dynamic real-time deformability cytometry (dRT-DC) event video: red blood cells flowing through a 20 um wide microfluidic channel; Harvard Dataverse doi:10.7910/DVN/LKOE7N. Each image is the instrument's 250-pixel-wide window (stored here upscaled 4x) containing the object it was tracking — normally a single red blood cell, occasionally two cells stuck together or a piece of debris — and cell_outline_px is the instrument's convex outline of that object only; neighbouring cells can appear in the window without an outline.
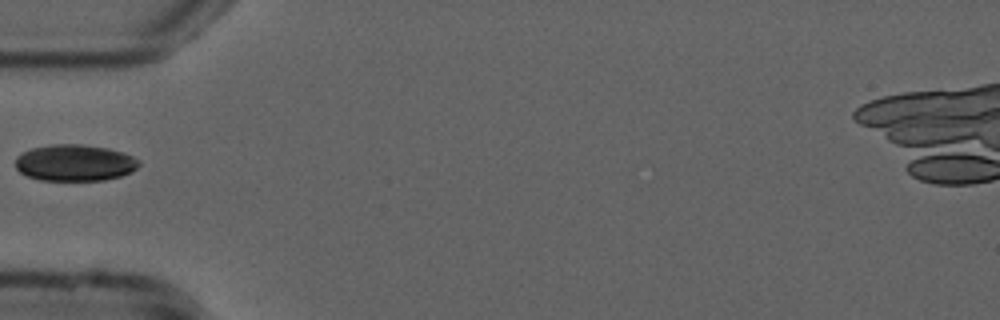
{"species": "common noctule bat (a hibernating species)", "species_latin": "Nyctalus noctula", "temperature_condition": "cold", "stored_images_in_passage": 8, "camera_frame_rate_fps": 3000, "um_per_image_px": 0.085, "animal": {"sex": "male", "forearm_length_mm": 52.5}, "frame": {"image": 1, "passage_image": 1, "time_ms": 0.0, "image_size_px": [1000, 320], "cell_outline_px": [[140, 164], [132, 172], [120, 176], [104, 180], [40, 180], [28, 176], [20, 172], [16, 168], [16, 156], [32, 148], [52, 144], [84, 144], [108, 148], [124, 152], [140, 160]], "centroid_in_image_um": [6.38, 13.83], "position_along_channel_um": 78.6, "area_um2": 26.36}}